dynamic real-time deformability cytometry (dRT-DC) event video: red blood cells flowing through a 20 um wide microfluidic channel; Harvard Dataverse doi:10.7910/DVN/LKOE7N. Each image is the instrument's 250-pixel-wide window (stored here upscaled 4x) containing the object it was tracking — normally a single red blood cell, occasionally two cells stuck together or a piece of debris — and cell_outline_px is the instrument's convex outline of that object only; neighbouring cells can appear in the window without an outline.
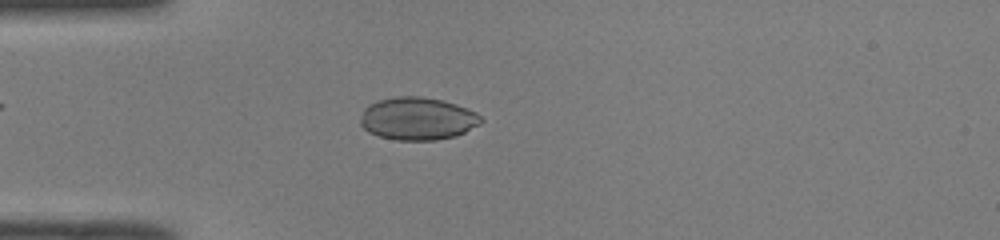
{"species": "common noctule bat (a hibernating species)", "species_latin": "Nyctalus noctula", "temperature_condition": "room temperature", "stored_images_in_passage": 50, "camera_frame_rate_fps": 3000, "um_per_image_px": 0.085, "animal": {"sex": "male", "body_mass_g": 19.0, "forearm_length_mm": 50.8}, "frame": {"image": 1, "passage_image": 14, "time_ms": 4.333, "image_size_px": [1000, 240], "cell_outline_px": [[484, 120], [480, 124], [456, 136], [436, 140], [396, 140], [380, 136], [368, 132], [360, 124], [360, 116], [364, 108], [368, 104], [376, 100], [396, 96], [420, 96], [444, 100], [468, 108], [476, 112]], "centroid_in_image_um": [35.48, 10.07], "position_along_channel_um": 49.5, "area_um2": 30.35}}
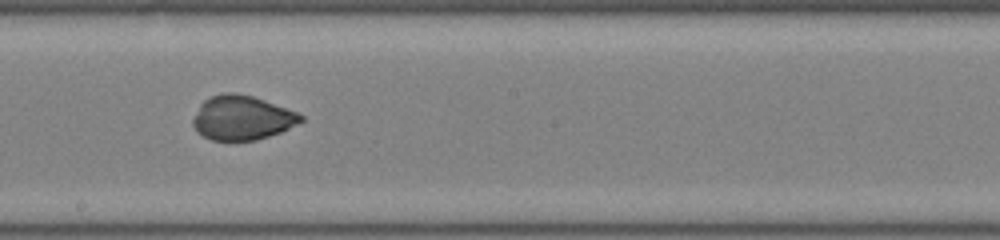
{"frame": {"image": 2, "passage_image": 28, "time_ms": 9.0, "image_size_px": [1000, 240], "cell_outline_px": [[304, 120], [280, 132], [256, 140], [212, 140], [196, 132], [192, 124], [192, 120], [200, 104], [204, 100], [212, 96], [224, 92], [236, 92], [252, 96], [264, 100], [296, 112], [304, 116]], "centroid_in_image_um": [20.54, 10.01], "position_along_channel_um": 227.7, "area_um2": 27.69}}
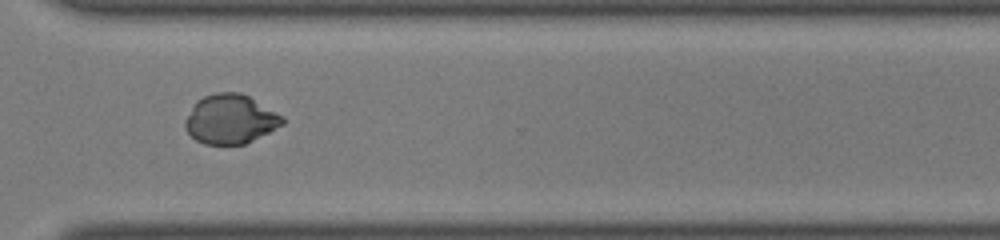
{"frame": {"image": 3, "passage_image": 37, "time_ms": 12.0, "image_size_px": [1000, 240], "cell_outline_px": [[284, 124], [244, 144], [204, 144], [196, 140], [184, 128], [184, 120], [192, 104], [196, 100], [204, 96], [216, 92], [240, 92], [248, 96], [284, 116]], "centroid_in_image_um": [19.54, 10.11], "position_along_channel_um": 351.1, "area_um2": 27.98}, "authors_computed_cell_mechanics": {"area_um2": 28.4376, "velocity_mm_per_s": 4.0998, "shape_relaxation_time_tau1_ms": 8.6472, "shape_relaxation_time_tau2_ms": null, "deformation_change_tau1": 0.239, "deformation_change_tau2": null}}